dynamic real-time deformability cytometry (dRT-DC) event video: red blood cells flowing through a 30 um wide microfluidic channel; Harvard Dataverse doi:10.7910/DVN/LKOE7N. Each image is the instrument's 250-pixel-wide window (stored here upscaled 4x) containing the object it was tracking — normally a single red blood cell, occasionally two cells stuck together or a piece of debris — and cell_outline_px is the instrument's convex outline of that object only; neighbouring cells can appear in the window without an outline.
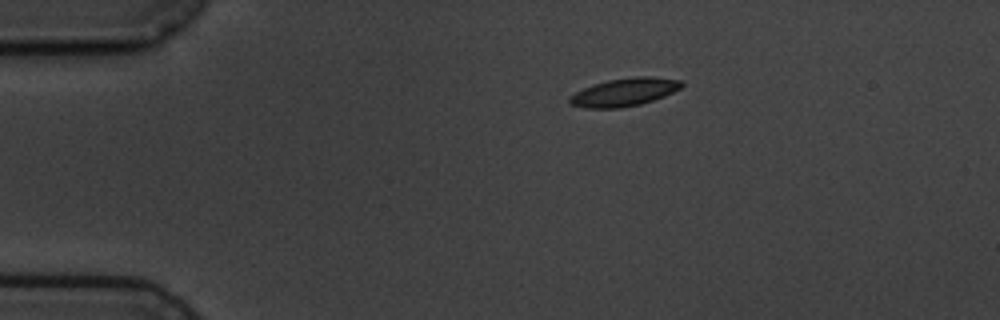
{"species": "common noctule bat (a hibernating species)", "species_latin": "Nyctalus noctula", "temperature_condition": "cold", "stored_images_in_passage": 3, "camera_frame_rate_fps": 3000, "um_per_image_px": 0.085, "animal": {"sex": "male", "body_mass_g": 19.5, "forearm_length_mm": 54.6}, "frame": {"image": 1, "passage_image": 1, "time_ms": 0.0, "image_size_px": [1000, 320], "cell_outline_px": [[684, 84], [680, 88], [664, 96], [640, 104], [620, 108], [584, 108], [572, 104], [568, 100], [568, 96], [592, 84], [608, 80], [636, 76], [648, 76], [680, 80]], "centroid_in_image_um": [53.04, 7.83], "position_along_channel_um": 32.0, "area_um2": 18.15}}